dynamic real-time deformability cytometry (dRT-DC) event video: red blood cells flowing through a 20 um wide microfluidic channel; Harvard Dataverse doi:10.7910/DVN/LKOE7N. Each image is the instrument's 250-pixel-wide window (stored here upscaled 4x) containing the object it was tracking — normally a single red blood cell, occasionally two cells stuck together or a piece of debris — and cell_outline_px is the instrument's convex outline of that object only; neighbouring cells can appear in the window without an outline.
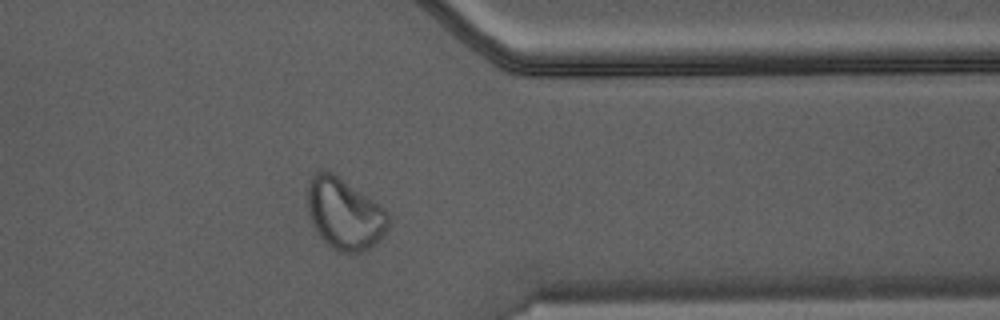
{"species": "Egyptian fruit bat (a non-hibernating species)", "species_latin": "Rousettus aegyptiacus", "temperature_condition": "warm", "stored_images_in_passage": 33, "camera_frame_rate_fps": 3000, "um_per_image_px": 0.085, "animal": {"sex": "male"}, "frame": {"image": 1, "passage_image": 24, "time_ms": 7.667, "image_size_px": [1000, 320], "cell_outline_px": [[392, 220], [384, 236], [376, 244], [360, 252], [348, 256], [324, 244], [308, 212], [308, 184], [316, 172], [332, 172], [384, 208], [388, 212]], "centroid_in_image_um": [29.33, 18.25], "position_along_channel_um": 382.1, "area_um2": 33.58}}